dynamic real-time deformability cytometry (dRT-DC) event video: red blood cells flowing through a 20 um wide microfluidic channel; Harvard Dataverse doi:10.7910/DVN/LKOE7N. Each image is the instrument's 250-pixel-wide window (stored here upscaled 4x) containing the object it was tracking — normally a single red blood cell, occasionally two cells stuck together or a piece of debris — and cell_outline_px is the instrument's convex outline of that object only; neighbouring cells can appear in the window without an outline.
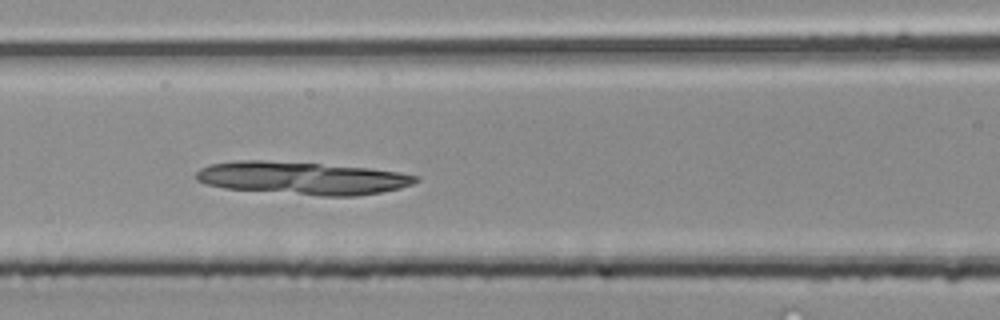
{"species": "common noctule bat (a hibernating species)", "species_latin": "Nyctalus noctula", "temperature_condition": "room temperature", "stored_images_in_passage": 44, "camera_frame_rate_fps": 3000, "um_per_image_px": 0.085, "animal": {"sex": "male", "body_mass_g": 20.4}, "frame": {"image": 1, "passage_image": 19, "time_ms": 6.0, "image_size_px": [1000, 320], "cell_outline_px": [[420, 180], [412, 184], [400, 188], [380, 192], [356, 196], [320, 196], [224, 188], [208, 184], [196, 180], [196, 172], [200, 168], [208, 164], [236, 160], [264, 160], [320, 164], [368, 168], [400, 172], [420, 176]], "centroid_in_image_um": [25.69, 15.14], "position_along_channel_um": 140.9, "area_um2": 41.96}}
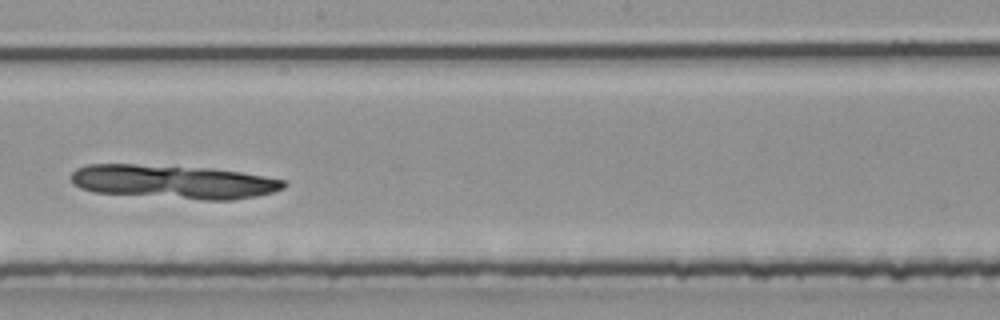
{"frame": {"image": 2, "passage_image": 25, "time_ms": 8.0, "image_size_px": [1000, 320], "cell_outline_px": [[288, 184], [284, 188], [272, 192], [256, 196], [232, 200], [204, 200], [92, 192], [80, 188], [72, 184], [72, 172], [76, 168], [88, 164], [136, 164], [212, 168], [240, 172], [264, 176], [284, 180]], "centroid_in_image_um": [14.73, 15.45], "position_along_channel_um": 233.5, "area_um2": 42.02}}
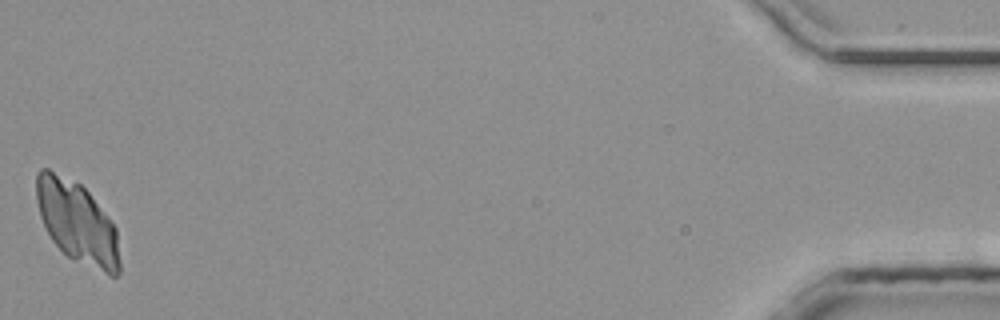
{"frame": {"image": 3, "passage_image": 44, "time_ms": 14.333, "image_size_px": [1000, 320], "cell_outline_px": [[120, 272], [116, 276], [108, 276], [68, 256], [52, 240], [44, 228], [40, 216], [36, 200], [36, 172], [40, 168], [48, 168], [80, 184], [88, 192], [108, 216], [116, 228], [120, 260]], "centroid_in_image_um": [6.55, 18.91], "position_along_channel_um": 428.6, "area_um2": 39.82}}